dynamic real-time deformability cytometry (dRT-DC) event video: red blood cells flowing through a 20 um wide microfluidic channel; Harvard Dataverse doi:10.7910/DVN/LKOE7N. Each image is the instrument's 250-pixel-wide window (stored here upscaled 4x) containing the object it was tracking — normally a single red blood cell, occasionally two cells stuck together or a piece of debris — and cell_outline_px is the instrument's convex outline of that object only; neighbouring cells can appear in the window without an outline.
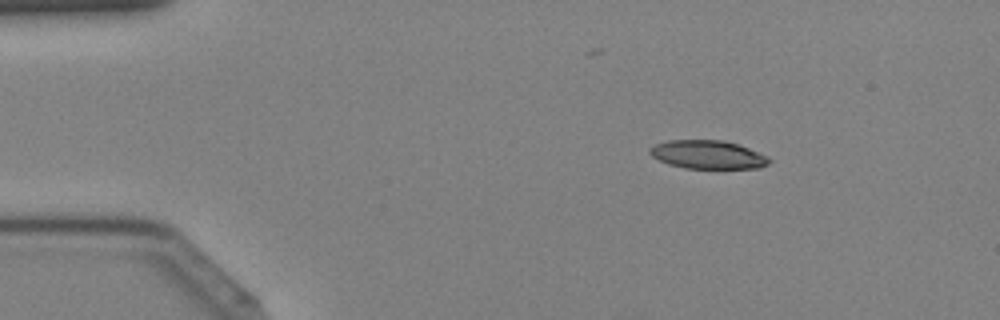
{"species": "Egyptian fruit bat (a non-hibernating species)", "species_latin": "Rousettus aegyptiacus", "temperature_condition": "cold", "stored_images_in_passage": 39, "camera_frame_rate_fps": 3000, "um_per_image_px": 0.085, "animal": {"sex": "female"}, "frame": {"image": 1, "passage_image": 2, "time_ms": 0.333, "image_size_px": [1000, 320], "cell_outline_px": [[772, 160], [768, 164], [760, 168], [684, 168], [668, 164], [652, 156], [648, 152], [648, 148], [656, 144], [668, 140], [724, 140], [748, 148], [768, 156]], "centroid_in_image_um": [60.16, 13.14], "position_along_channel_um": 24.8, "area_um2": 19.77}}
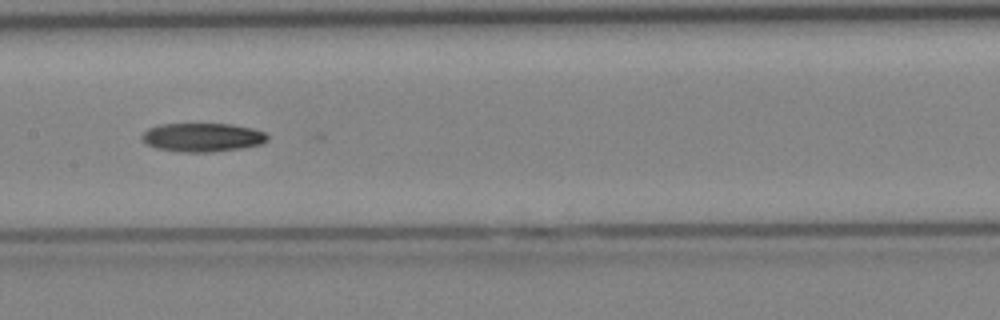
{"frame": {"image": 2, "passage_image": 17, "time_ms": 5.333, "image_size_px": [1000, 320], "cell_outline_px": [[268, 140], [260, 144], [240, 148], [212, 152], [184, 152], [156, 148], [148, 144], [140, 136], [148, 128], [160, 124], [228, 124], [252, 128], [264, 132], [268, 136]], "centroid_in_image_um": [17.2, 11.67], "position_along_channel_um": 190.2, "area_um2": 20.81}}
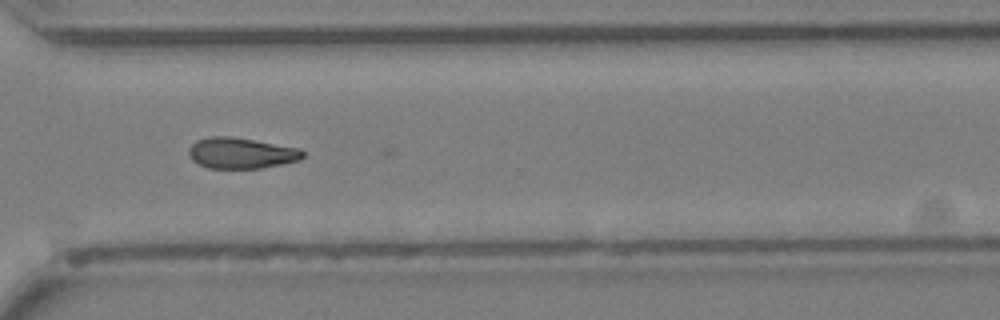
{"frame": {"image": 3, "passage_image": 27, "time_ms": 8.667, "image_size_px": [1000, 320], "cell_outline_px": [[304, 156], [300, 160], [260, 168], [208, 168], [192, 160], [188, 152], [188, 148], [196, 140], [208, 136], [232, 136], [300, 148], [304, 152]], "centroid_in_image_um": [20.48, 13.0], "position_along_channel_um": 350.1, "area_um2": 20.58}}